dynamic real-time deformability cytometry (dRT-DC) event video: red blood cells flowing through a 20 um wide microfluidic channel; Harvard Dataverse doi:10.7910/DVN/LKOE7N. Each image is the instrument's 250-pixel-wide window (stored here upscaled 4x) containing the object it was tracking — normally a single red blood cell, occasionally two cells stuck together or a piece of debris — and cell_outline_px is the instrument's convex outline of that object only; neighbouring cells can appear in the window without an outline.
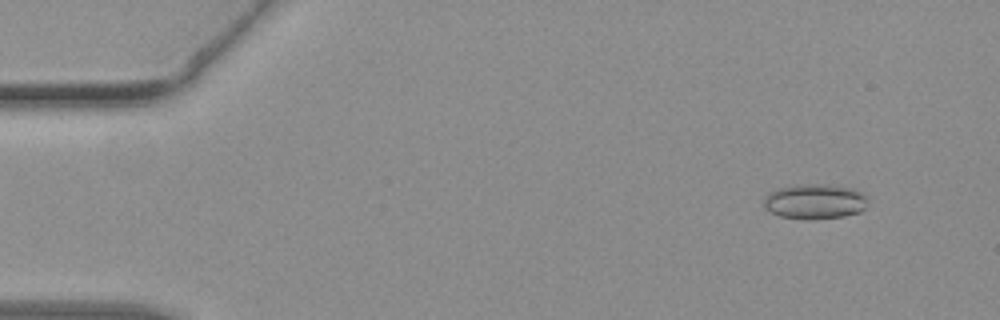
{"species": "common noctule bat (a hibernating species)", "species_latin": "Nyctalus noctula", "temperature_condition": "warm", "stored_images_in_passage": 43, "camera_frame_rate_fps": 3000, "um_per_image_px": 0.085, "animal": {"sex": "female", "body_mass_g": 19.3, "forearm_length_mm": 54.1}, "frame": {"image": 1, "passage_image": 2, "time_ms": 0.333, "image_size_px": [1000, 320], "cell_outline_px": [[868, 200], [864, 208], [860, 212], [844, 216], [812, 220], [804, 220], [780, 216], [764, 208], [764, 196], [768, 192], [776, 188], [796, 184], [828, 184], [852, 188], [864, 192], [868, 196]], "centroid_in_image_um": [69.26, 17.12], "position_along_channel_um": 15.7, "area_um2": 21.79}}
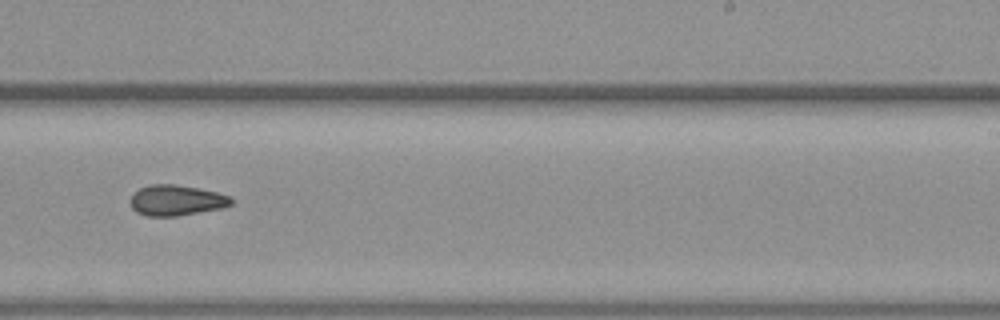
{"frame": {"image": 2, "passage_image": 26, "time_ms": 8.333, "image_size_px": [1000, 320], "cell_outline_px": [[232, 204], [224, 208], [176, 216], [144, 216], [136, 212], [132, 208], [128, 200], [132, 192], [148, 184], [176, 184], [216, 192], [228, 196], [232, 200]], "centroid_in_image_um": [14.91, 17.03], "position_along_channel_um": 274.1, "area_um2": 18.21}}
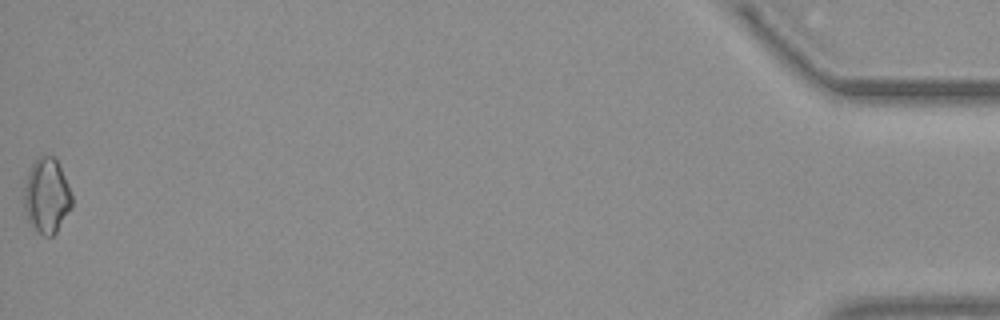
{"frame": {"image": 3, "passage_image": 43, "time_ms": 14.0, "image_size_px": [1000, 320], "cell_outline_px": [[72, 208], [56, 232], [52, 236], [44, 236], [36, 232], [28, 220], [24, 208], [24, 188], [28, 172], [36, 156], [56, 156], [68, 184], [72, 196]], "centroid_in_image_um": [3.97, 16.63], "position_along_channel_um": 431.2, "area_um2": 21.15}}